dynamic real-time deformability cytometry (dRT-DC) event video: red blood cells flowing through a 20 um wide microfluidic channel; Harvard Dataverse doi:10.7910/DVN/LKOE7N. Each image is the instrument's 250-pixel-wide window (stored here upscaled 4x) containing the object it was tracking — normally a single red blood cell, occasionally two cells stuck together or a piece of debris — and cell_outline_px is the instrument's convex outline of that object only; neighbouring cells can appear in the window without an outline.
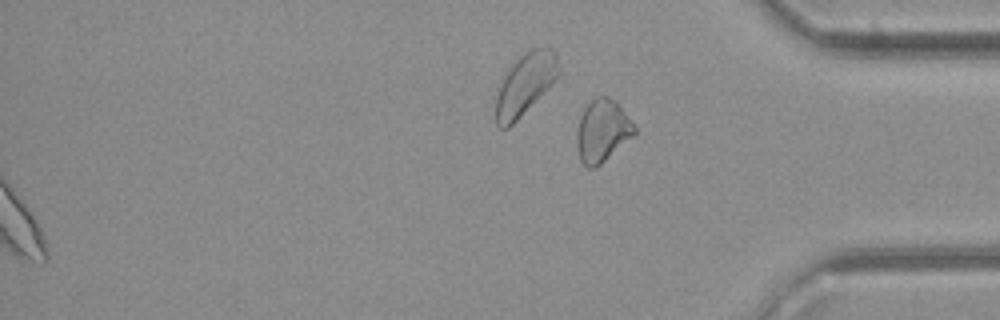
{"species": "common noctule bat (a hibernating species)", "species_latin": "Nyctalus noctula", "temperature_condition": "cold", "stored_images_in_passage": 30, "segment_of_instrument_passage": [2, 2], "camera_frame_rate_fps": 3000, "um_per_image_px": 0.085, "animal": {"sex": "female", "body_mass_g": 21.9}, "frame": {"image": 1, "passage_image": 30, "time_ms": 9.667, "image_size_px": [1000, 320], "cell_outline_px": [[636, 132], [632, 136], [596, 168], [588, 168], [580, 160], [576, 140], [576, 132], [580, 116], [584, 108], [596, 96], [608, 96], [616, 100], [636, 128]], "centroid_in_image_um": [51.18, 11.1], "position_along_channel_um": 384.0, "area_um2": 20.81}}